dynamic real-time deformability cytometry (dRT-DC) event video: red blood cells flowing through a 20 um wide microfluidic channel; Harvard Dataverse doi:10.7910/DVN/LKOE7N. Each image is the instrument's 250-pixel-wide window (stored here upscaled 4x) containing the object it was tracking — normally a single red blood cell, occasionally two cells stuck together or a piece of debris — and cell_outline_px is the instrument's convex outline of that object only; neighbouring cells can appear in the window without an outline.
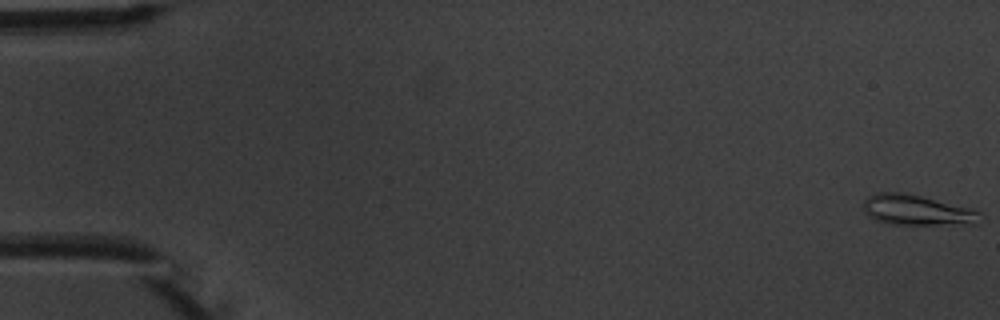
{"species": "common noctule bat (a hibernating species)", "species_latin": "Nyctalus noctula", "temperature_condition": "warm", "stored_images_in_passage": 7, "camera_frame_rate_fps": 3000, "um_per_image_px": 0.085, "animal": {"sex": "male", "body_mass_g": 20.1, "forearm_length_mm": 53.5}, "frame": {"image": 1, "passage_image": 1, "time_ms": 0.0, "image_size_px": [1000, 320], "cell_outline_px": [[980, 212], [976, 224], [888, 224], [876, 220], [868, 216], [864, 212], [864, 200], [868, 196], [876, 192], [904, 192], [972, 208]], "centroid_in_image_um": [77.89, 17.85], "position_along_channel_um": 7.1, "area_um2": 20.58}}
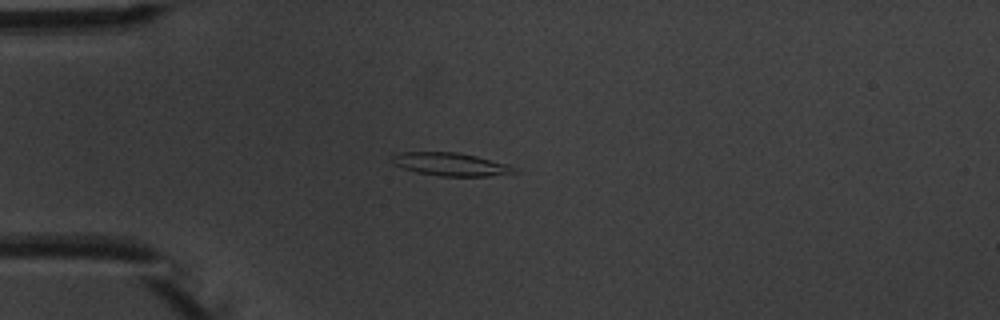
{"frame": {"image": 2, "passage_image": 5, "time_ms": 4.667, "image_size_px": [1000, 320], "cell_outline_px": [[516, 172], [488, 176], [440, 176], [416, 172], [392, 164], [392, 156], [400, 152], [456, 152], [476, 156], [508, 164], [516, 168]], "centroid_in_image_um": [38.28, 13.96], "position_along_channel_um": 46.7, "area_um2": 16.3}}
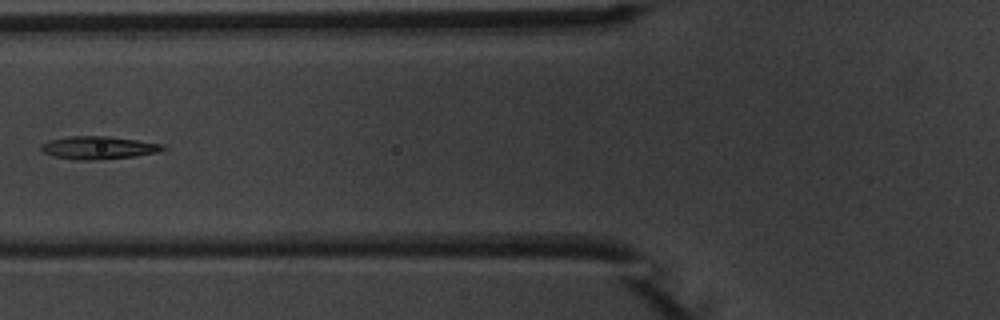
{"frame": {"image": 3, "passage_image": 7, "time_ms": 7.0, "image_size_px": [1000, 320], "cell_outline_px": [[168, 148], [160, 152], [136, 156], [92, 160], [76, 160], [52, 156], [40, 152], [40, 144], [48, 140], [68, 136], [108, 136], [164, 144]], "centroid_in_image_um": [8.34, 12.55], "position_along_channel_um": 117.5, "area_um2": 16.53}}